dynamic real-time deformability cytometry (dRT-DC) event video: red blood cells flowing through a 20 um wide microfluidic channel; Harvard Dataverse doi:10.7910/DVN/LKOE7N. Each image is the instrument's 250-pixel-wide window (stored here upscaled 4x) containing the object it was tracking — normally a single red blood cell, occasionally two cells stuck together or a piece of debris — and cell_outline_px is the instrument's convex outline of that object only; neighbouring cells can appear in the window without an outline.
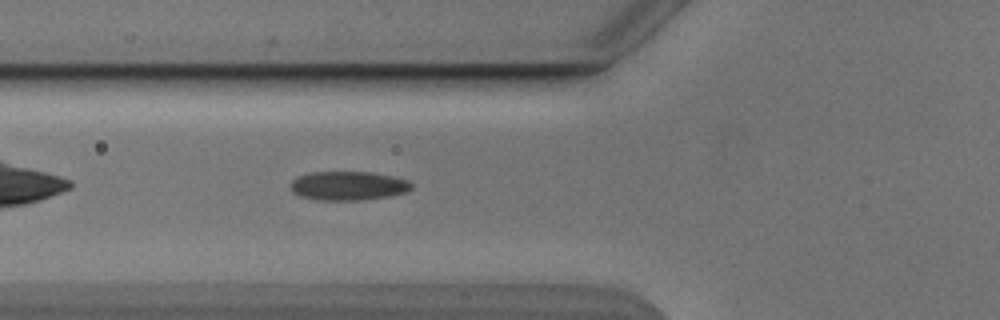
{"species": "Egyptian fruit bat (a non-hibernating species)", "species_latin": "Rousettus aegyptiacus", "temperature_condition": "cold", "stored_images_in_passage": 39, "camera_frame_rate_fps": 3000, "um_per_image_px": 0.085, "animal": {"sex": "male"}, "frame": {"image": 1, "passage_image": 6, "time_ms": 1.667, "image_size_px": [1000, 320], "cell_outline_px": [[412, 188], [408, 192], [388, 196], [364, 200], [320, 200], [300, 196], [292, 192], [292, 180], [300, 176], [312, 172], [372, 172], [392, 176], [408, 180], [412, 184]], "centroid_in_image_um": [29.64, 15.79], "position_along_channel_um": 96.2, "area_um2": 20.35}}
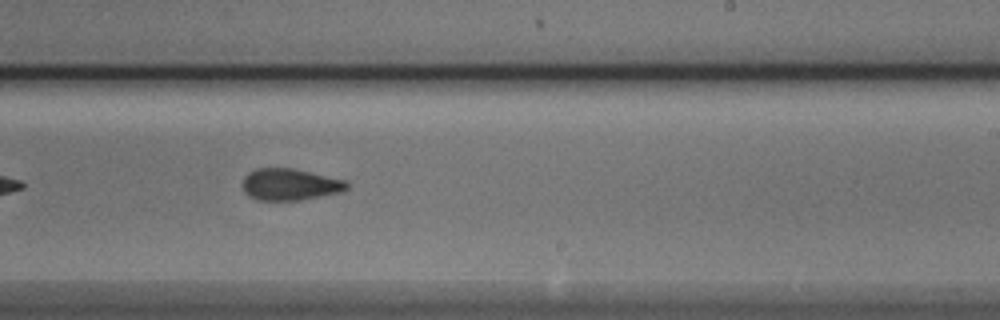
{"frame": {"image": 2, "passage_image": 19, "time_ms": 6.0, "image_size_px": [1000, 320], "cell_outline_px": [[348, 188], [340, 192], [300, 200], [256, 200], [248, 196], [244, 192], [240, 184], [244, 176], [248, 172], [256, 168], [292, 168], [344, 180], [348, 184]], "centroid_in_image_um": [24.56, 15.68], "position_along_channel_um": 264.4, "area_um2": 19.31}}
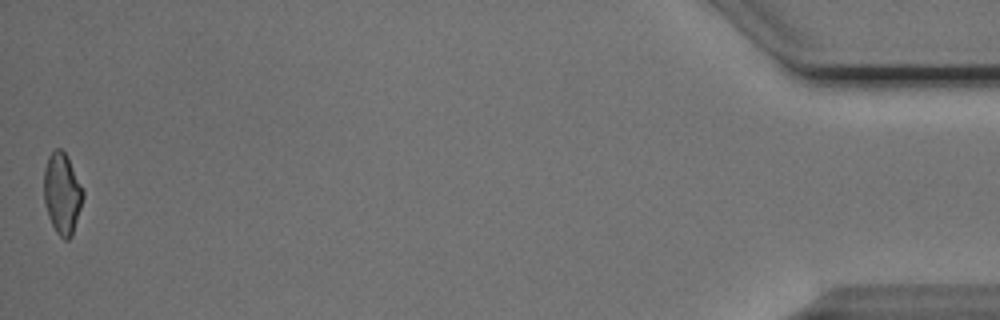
{"frame": {"image": 3, "passage_image": 39, "time_ms": 12.667, "image_size_px": [1000, 320], "cell_outline_px": [[84, 196], [72, 236], [68, 240], [64, 240], [56, 232], [48, 216], [44, 204], [44, 168], [48, 156], [56, 148], [60, 148], [64, 152], [84, 192]], "centroid_in_image_um": [5.26, 16.48], "position_along_channel_um": 429.9, "area_um2": 18.26}, "authors_computed_cell_mechanics": {"area_um2": 19.5364, "velocity_mm_per_s": 3.8784, "shape_relaxation_time_tau1_ms": 5.292, "shape_relaxation_time_tau2_ms": 2.8144, "deformation_change_tau1": 0.1309, "deformation_change_tau2": 0.0867}}